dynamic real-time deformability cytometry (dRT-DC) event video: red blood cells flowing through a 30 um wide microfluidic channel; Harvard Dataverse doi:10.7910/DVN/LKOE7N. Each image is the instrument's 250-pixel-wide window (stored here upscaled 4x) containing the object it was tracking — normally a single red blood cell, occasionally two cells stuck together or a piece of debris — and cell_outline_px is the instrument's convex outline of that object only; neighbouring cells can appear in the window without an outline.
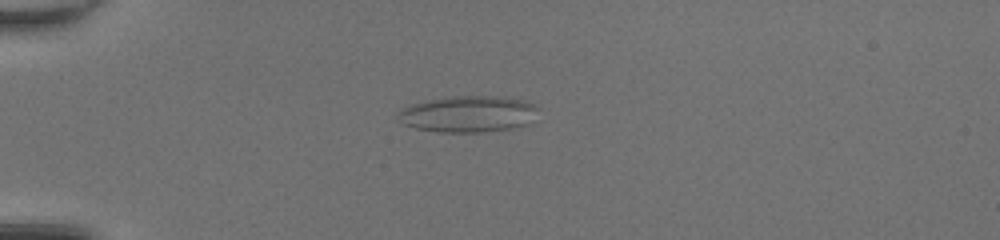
{"species": "common noctule bat (a hibernating species)", "species_latin": "Nyctalus noctula", "temperature_condition": "room temperature", "stored_images_in_passage": 49, "camera_frame_rate_fps": 3000, "um_per_image_px": 0.085, "animal": {"sex": "female", "body_mass_g": 20.0, "forearm_length_mm": 54.0}, "frame": {"image": 1, "passage_image": 14, "time_ms": 4.333, "image_size_px": [1000, 240], "cell_outline_px": [[540, 108], [528, 124], [516, 128], [484, 132], [436, 132], [416, 128], [404, 124], [396, 120], [392, 116], [400, 108], [424, 100], [448, 96], [504, 96], [524, 100], [536, 104]], "centroid_in_image_um": [39.75, 9.68], "position_along_channel_um": 45.2, "area_um2": 30.58}}
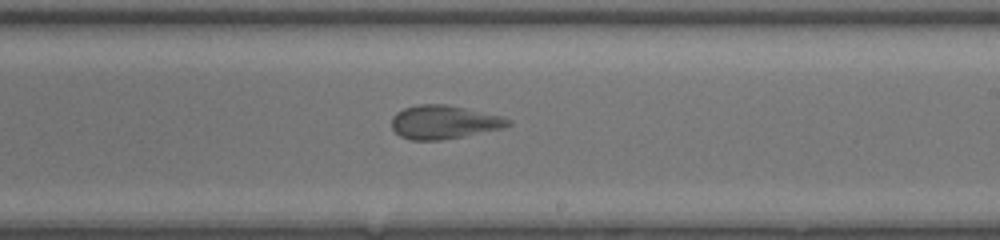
{"frame": {"image": 2, "passage_image": 31, "time_ms": 10.0, "image_size_px": [1000, 240], "cell_outline_px": [[512, 124], [500, 128], [464, 136], [440, 140], [412, 140], [400, 136], [392, 128], [392, 116], [396, 112], [404, 108], [420, 104], [444, 104], [504, 116], [512, 120]], "centroid_in_image_um": [37.72, 10.37], "position_along_channel_um": 251.3, "area_um2": 22.66}}
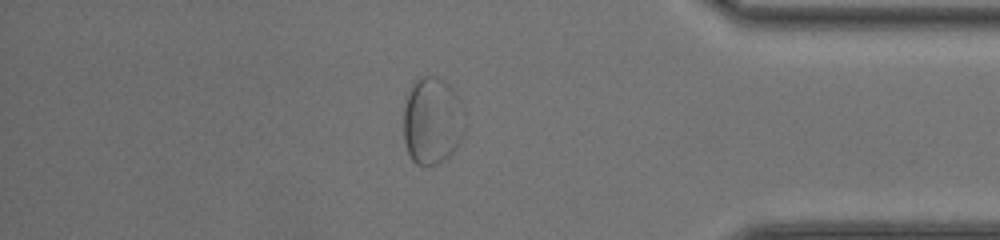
{"frame": {"image": 3, "passage_image": 43, "time_ms": 14.0, "image_size_px": [1000, 240], "cell_outline_px": [[468, 116], [464, 132], [460, 140], [452, 152], [448, 156], [436, 164], [416, 164], [412, 160], [408, 152], [404, 140], [404, 108], [408, 92], [412, 84], [420, 76], [436, 76], [448, 84], [456, 92]], "centroid_in_image_um": [36.78, 10.23], "position_along_channel_um": 398.4, "area_um2": 31.5}}